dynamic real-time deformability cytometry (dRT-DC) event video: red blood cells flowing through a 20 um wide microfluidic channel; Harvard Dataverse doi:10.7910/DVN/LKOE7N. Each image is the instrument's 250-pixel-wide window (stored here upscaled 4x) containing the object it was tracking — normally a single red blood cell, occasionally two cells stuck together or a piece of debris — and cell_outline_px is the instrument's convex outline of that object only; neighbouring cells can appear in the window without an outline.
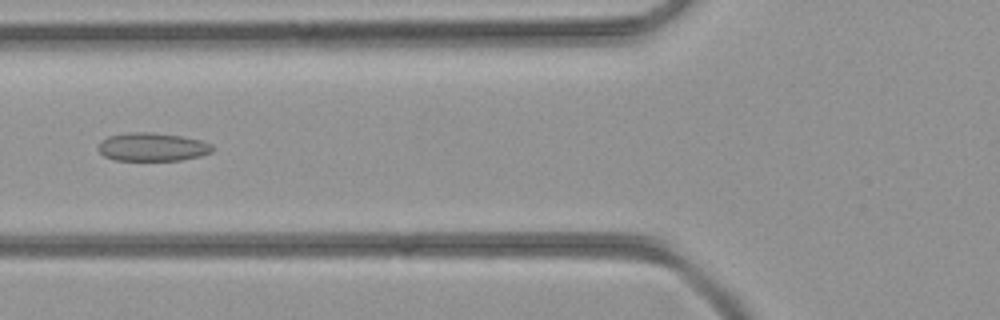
{"species": "common noctule bat (a hibernating species)", "species_latin": "Nyctalus noctula", "temperature_condition": "room temperature", "stored_images_in_passage": 42, "camera_frame_rate_fps": 3000, "um_per_image_px": 0.085, "animal": {"sex": "female", "body_mass_g": 21.9}, "frame": {"image": 1, "passage_image": 16, "time_ms": 5.0, "image_size_px": [1000, 320], "cell_outline_px": [[216, 148], [212, 152], [200, 156], [180, 160], [116, 160], [104, 156], [96, 148], [100, 140], [108, 136], [128, 132], [152, 132], [180, 136], [200, 140], [212, 144]], "centroid_in_image_um": [12.94, 12.48], "position_along_channel_um": 112.9, "area_um2": 19.02}}
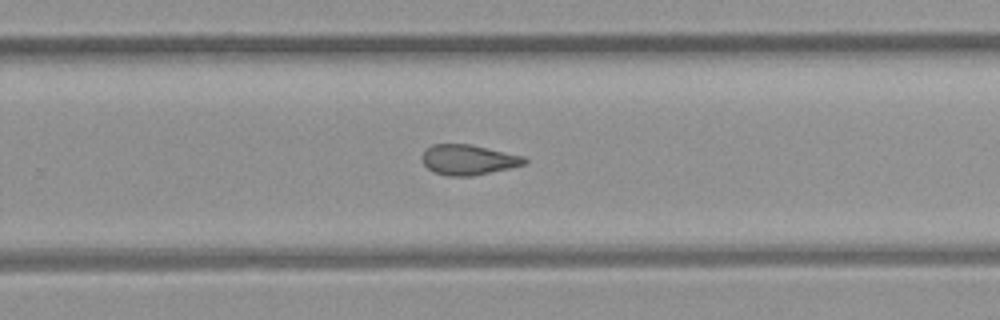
{"frame": {"image": 2, "passage_image": 27, "time_ms": 8.667, "image_size_px": [1000, 320], "cell_outline_px": [[528, 164], [472, 176], [448, 176], [436, 172], [428, 168], [424, 164], [424, 148], [432, 144], [472, 144], [524, 156], [528, 160]], "centroid_in_image_um": [39.85, 13.57], "position_along_channel_um": 289.9, "area_um2": 18.03}}
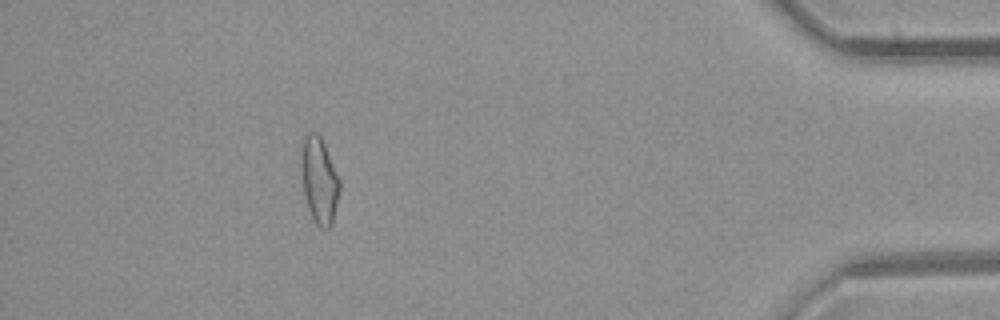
{"frame": {"image": 3, "passage_image": 38, "time_ms": 12.333, "image_size_px": [1000, 320], "cell_outline_px": [[340, 192], [332, 224], [328, 228], [320, 228], [316, 224], [308, 208], [304, 196], [300, 168], [300, 140], [304, 132], [316, 132], [320, 136], [324, 144], [340, 180]], "centroid_in_image_um": [27.09, 15.27], "position_along_channel_um": 408.1, "area_um2": 19.83}}